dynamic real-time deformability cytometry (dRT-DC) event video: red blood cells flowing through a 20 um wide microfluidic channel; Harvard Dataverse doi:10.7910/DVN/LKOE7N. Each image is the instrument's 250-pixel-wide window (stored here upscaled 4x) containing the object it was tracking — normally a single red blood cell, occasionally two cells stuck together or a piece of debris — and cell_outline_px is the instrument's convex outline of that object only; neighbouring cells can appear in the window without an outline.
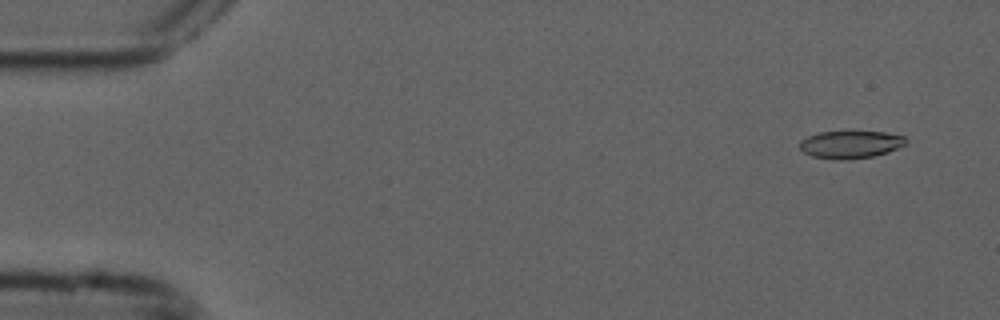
{"species": "common noctule bat (a hibernating species)", "species_latin": "Nyctalus noctula", "temperature_condition": "cold", "stored_images_in_passage": 14, "camera_frame_rate_fps": 3000, "um_per_image_px": 0.085, "animal": {"sex": "male", "forearm_length_mm": 52.5}, "frame": {"image": 1, "passage_image": 4, "time_ms": 1.0, "image_size_px": [1000, 320], "cell_outline_px": [[908, 140], [904, 144], [888, 152], [872, 156], [840, 160], [832, 160], [812, 156], [804, 152], [800, 148], [800, 140], [808, 136], [820, 132], [884, 132], [904, 136]], "centroid_in_image_um": [72.27, 12.28], "position_along_channel_um": 12.7, "area_um2": 16.88}}